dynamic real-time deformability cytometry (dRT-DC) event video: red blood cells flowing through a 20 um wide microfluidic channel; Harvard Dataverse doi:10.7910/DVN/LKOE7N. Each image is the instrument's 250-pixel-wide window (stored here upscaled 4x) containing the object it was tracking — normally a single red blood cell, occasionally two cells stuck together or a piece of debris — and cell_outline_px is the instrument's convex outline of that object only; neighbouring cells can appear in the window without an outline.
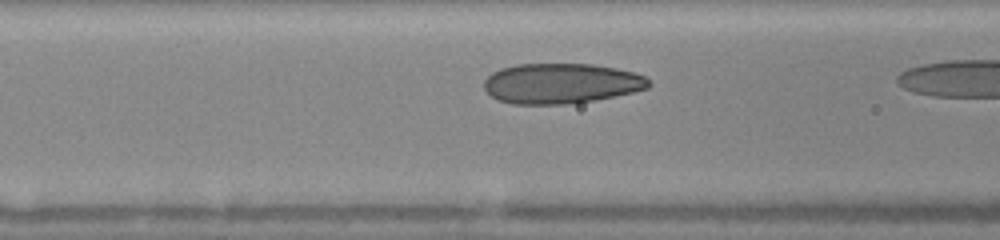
{"species": "human", "species_latin": "Homo sapiens", "temperature_condition": "warm", "stored_images_in_passage": 8, "camera_frame_rate_fps": 3000, "um_per_image_px": 0.085, "donor": {"sex": "female"}, "frame": {"image": 1, "passage_image": 6, "time_ms": 1.667, "image_size_px": [1000, 240], "cell_outline_px": [[652, 84], [648, 88], [632, 92], [596, 100], [564, 104], [512, 104], [496, 100], [484, 88], [484, 80], [492, 72], [500, 68], [516, 64], [592, 64], [616, 68], [636, 72], [644, 76]], "centroid_in_image_um": [47.68, 7.09], "position_along_channel_um": 118.9, "area_um2": 38.78}}